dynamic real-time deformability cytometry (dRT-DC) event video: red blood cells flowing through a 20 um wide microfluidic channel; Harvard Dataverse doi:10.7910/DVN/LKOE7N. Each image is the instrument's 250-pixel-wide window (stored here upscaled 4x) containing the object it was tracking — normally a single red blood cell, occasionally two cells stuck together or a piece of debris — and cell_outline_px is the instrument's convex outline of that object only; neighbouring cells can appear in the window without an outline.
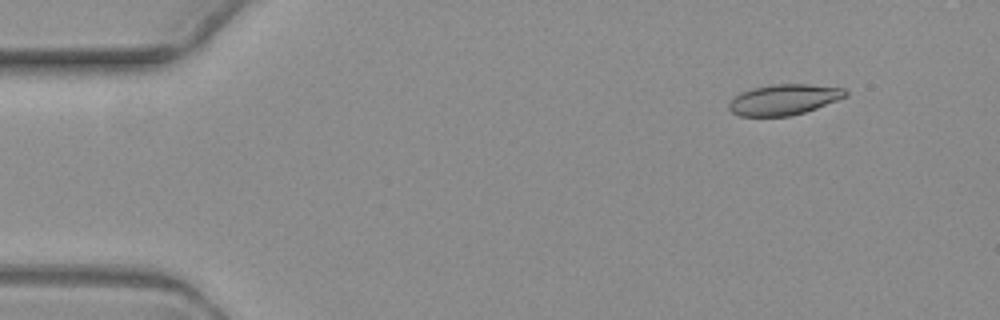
{"species": "common noctule bat (a hibernating species)", "species_latin": "Nyctalus noctula", "temperature_condition": "warm", "stored_images_in_passage": 4, "camera_frame_rate_fps": 3000, "um_per_image_px": 0.085, "animal": {"sex": "female", "body_mass_g": 19.3, "forearm_length_mm": 54.1}, "frame": {"image": 1, "passage_image": 2, "time_ms": 1.333, "image_size_px": [1000, 320], "cell_outline_px": [[848, 96], [816, 108], [804, 112], [788, 116], [740, 116], [732, 112], [728, 108], [728, 104], [740, 92], [752, 88], [772, 84], [808, 84], [844, 88], [848, 92]], "centroid_in_image_um": [66.64, 8.46], "position_along_channel_um": 18.4, "area_um2": 20.75}}